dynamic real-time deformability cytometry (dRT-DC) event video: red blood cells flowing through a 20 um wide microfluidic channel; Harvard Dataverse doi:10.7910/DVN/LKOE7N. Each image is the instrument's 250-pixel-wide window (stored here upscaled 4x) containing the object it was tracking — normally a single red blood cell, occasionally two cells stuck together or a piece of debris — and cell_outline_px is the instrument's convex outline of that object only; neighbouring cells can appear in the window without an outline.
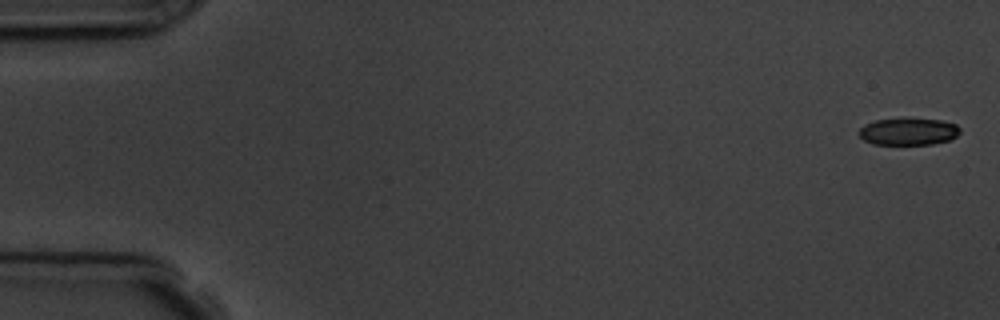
{"species": "common noctule bat (a hibernating species)", "species_latin": "Nyctalus noctula", "temperature_condition": "room temperature", "stored_images_in_passage": 7, "camera_frame_rate_fps": 3000, "um_per_image_px": 0.085, "animal": {"sex": "male", "body_mass_g": 19.5, "forearm_length_mm": 54.6}, "frame": {"image": 1, "passage_image": 1, "time_ms": 0.0, "image_size_px": [1000, 320], "cell_outline_px": [[960, 132], [956, 136], [948, 140], [932, 144], [872, 144], [864, 140], [860, 136], [860, 128], [864, 124], [876, 120], [900, 116], [904, 116], [940, 120], [956, 124], [960, 128]], "centroid_in_image_um": [77.2, 11.14], "position_along_channel_um": 7.8, "area_um2": 16.42}}
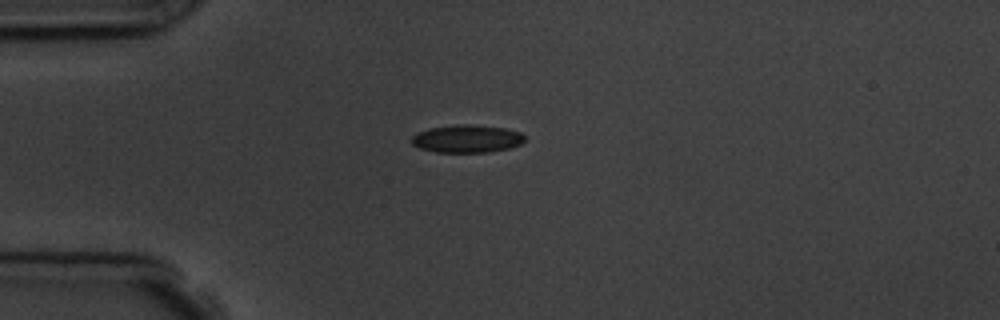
{"frame": {"image": 2, "passage_image": 5, "time_ms": 4.333, "image_size_px": [1000, 320], "cell_outline_px": [[524, 140], [520, 144], [508, 148], [488, 152], [436, 152], [420, 148], [412, 144], [412, 136], [416, 132], [428, 128], [460, 124], [464, 124], [504, 128], [520, 132], [524, 136]], "centroid_in_image_um": [39.65, 11.79], "position_along_channel_um": 45.4, "area_um2": 18.15}}
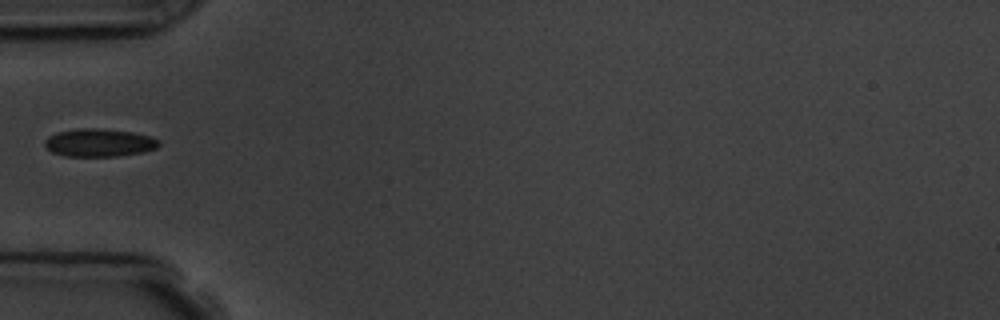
{"frame": {"image": 3, "passage_image": 6, "time_ms": 5.667, "image_size_px": [1000, 320], "cell_outline_px": [[160, 144], [156, 148], [144, 152], [116, 156], [64, 156], [52, 152], [44, 144], [44, 140], [48, 136], [56, 132], [76, 128], [100, 128], [132, 132], [148, 136], [160, 140]], "centroid_in_image_um": [8.41, 12.12], "position_along_channel_um": 76.6, "area_um2": 18.67}}